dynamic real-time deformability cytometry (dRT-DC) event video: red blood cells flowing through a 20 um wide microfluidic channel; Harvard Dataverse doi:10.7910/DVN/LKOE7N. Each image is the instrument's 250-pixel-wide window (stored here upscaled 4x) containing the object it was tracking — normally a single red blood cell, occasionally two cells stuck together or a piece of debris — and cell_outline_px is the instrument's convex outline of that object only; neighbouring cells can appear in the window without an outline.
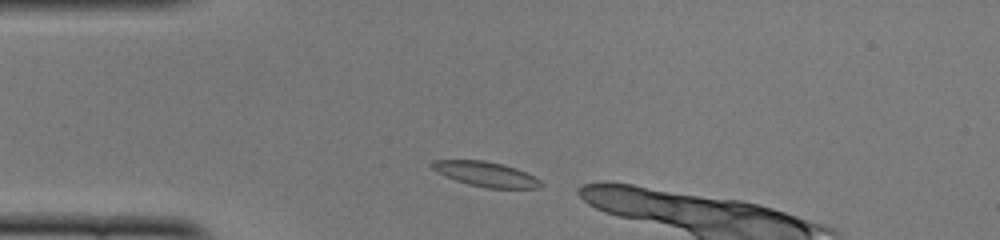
{"species": "common noctule bat (a hibernating species)", "species_latin": "Nyctalus noctula", "temperature_condition": "cold", "stored_images_in_passage": 8, "camera_frame_rate_fps": 3000, "um_per_image_px": 0.085, "animal": {"sex": "female", "body_mass_g": 22.0, "forearm_length_mm": 56.7}, "frame": {"image": 1, "passage_image": 2, "time_ms": 0.333, "image_size_px": [1000, 240], "cell_outline_px": [[544, 184], [540, 188], [484, 188], [468, 184], [444, 176], [436, 172], [428, 164], [432, 160], [484, 160], [504, 164], [516, 168], [540, 180]], "centroid_in_image_um": [41.25, 14.79], "position_along_channel_um": 43.7, "area_um2": 15.9}}
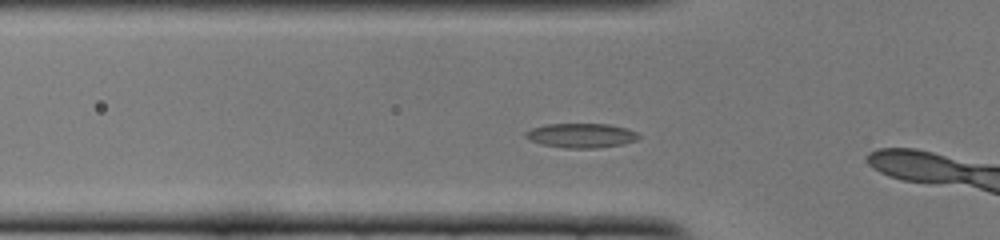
{"frame": {"image": 2, "passage_image": 6, "time_ms": 1.667, "image_size_px": [1000, 240], "cell_outline_px": [[640, 136], [636, 140], [620, 144], [596, 148], [564, 148], [544, 144], [532, 140], [524, 136], [524, 132], [532, 128], [548, 124], [608, 124], [624, 128], [636, 132]], "centroid_in_image_um": [49.38, 11.51], "position_along_channel_um": 76.4, "area_um2": 15.78}}